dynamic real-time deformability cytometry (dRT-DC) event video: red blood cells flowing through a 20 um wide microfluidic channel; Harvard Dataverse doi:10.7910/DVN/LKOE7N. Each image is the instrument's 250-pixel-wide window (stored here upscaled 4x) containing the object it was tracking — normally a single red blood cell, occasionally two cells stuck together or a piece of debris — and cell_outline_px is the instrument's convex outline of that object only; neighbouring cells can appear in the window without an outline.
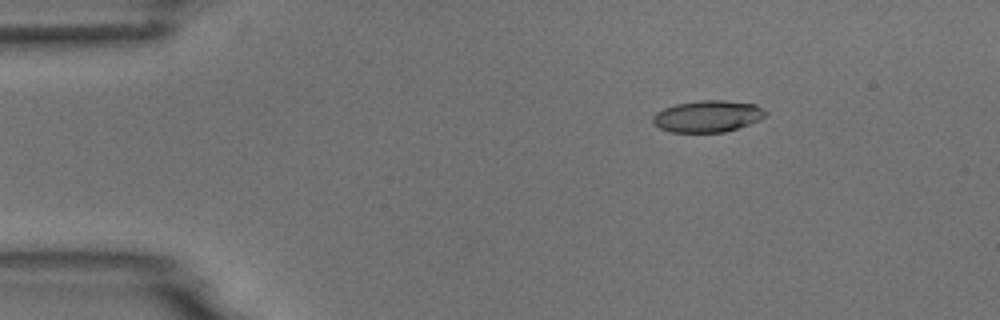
{"species": "common noctule bat (a hibernating species)", "species_latin": "Nyctalus noctula", "temperature_condition": "room temperature", "stored_images_in_passage": 4, "camera_frame_rate_fps": 3000, "um_per_image_px": 0.085, "animal": {"sex": "male", "body_mass_g": 18.8}, "frame": {"image": 1, "passage_image": 3, "time_ms": 2.333, "image_size_px": [1000, 320], "cell_outline_px": [[768, 112], [760, 120], [724, 132], [672, 132], [660, 128], [652, 124], [652, 116], [656, 112], [664, 108], [676, 104], [700, 100], [724, 100], [756, 104]], "centroid_in_image_um": [60.13, 9.87], "position_along_channel_um": 24.9, "area_um2": 20.81}}